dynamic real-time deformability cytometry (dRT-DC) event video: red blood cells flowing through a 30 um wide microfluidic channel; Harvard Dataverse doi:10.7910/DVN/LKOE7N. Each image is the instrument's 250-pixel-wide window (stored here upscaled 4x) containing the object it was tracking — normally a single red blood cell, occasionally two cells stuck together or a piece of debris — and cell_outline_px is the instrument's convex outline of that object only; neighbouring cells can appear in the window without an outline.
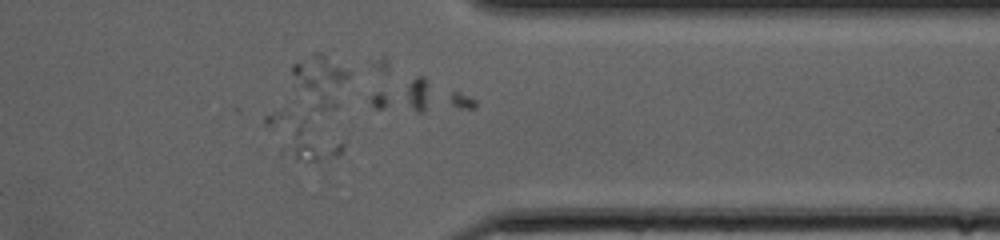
{"species": "common noctule bat (a hibernating species)", "species_latin": "Nyctalus noctula", "temperature_condition": "cold", "stored_images_in_passage": 38, "camera_frame_rate_fps": 3000, "um_per_image_px": 0.085, "animal": {"sex": "female", "body_mass_g": 20.0, "forearm_length_mm": 54.0}, "frame": {"image": 1, "passage_image": 27, "time_ms": 8.667, "image_size_px": [1000, 240], "cell_outline_px": [[344, 148], [320, 172], [280, 156], [264, 124], [264, 116], [284, 108], [304, 116], [344, 144]], "centroid_in_image_um": [25.64, 11.87], "position_along_channel_um": 385.8, "area_um2": 21.39}}
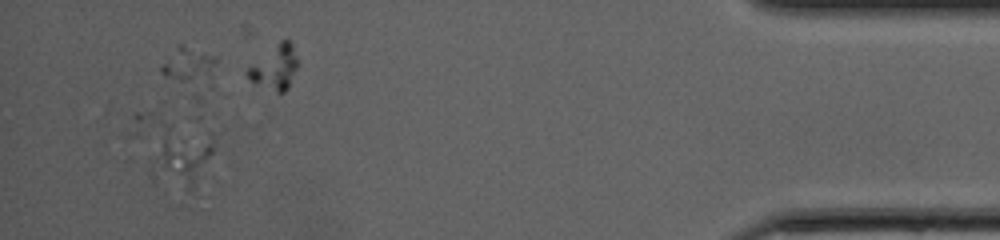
{"frame": {"image": 2, "passage_image": 34, "time_ms": 11.0, "image_size_px": [1000, 240], "cell_outline_px": [[212, 152], [192, 188], [188, 192], [156, 180], [152, 176], [148, 168], [156, 136], [164, 124], [168, 124], [208, 132], [212, 136]], "centroid_in_image_um": [15.28, 13.25], "position_along_channel_um": 419.9, "area_um2": 22.43}}